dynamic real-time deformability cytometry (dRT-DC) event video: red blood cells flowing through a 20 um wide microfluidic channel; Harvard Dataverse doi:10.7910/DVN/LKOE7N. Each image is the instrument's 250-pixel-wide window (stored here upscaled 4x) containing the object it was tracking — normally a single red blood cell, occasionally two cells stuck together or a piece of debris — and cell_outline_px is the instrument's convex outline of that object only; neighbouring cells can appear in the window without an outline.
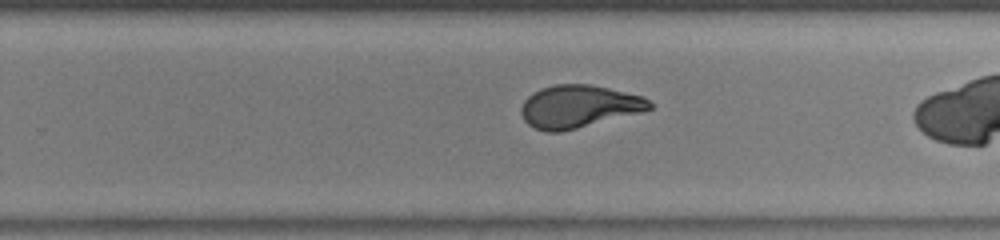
{"species": "human", "species_latin": "Homo sapiens", "temperature_condition": "warm", "stored_images_in_passage": 35, "camera_frame_rate_fps": 3000, "um_per_image_px": 0.085, "donor": {"sex": "male"}, "frame": {"image": 1, "passage_image": 28, "time_ms": 9.0, "image_size_px": [1000, 240], "cell_outline_px": [[652, 108], [640, 112], [560, 132], [548, 132], [536, 128], [528, 124], [524, 120], [520, 112], [520, 108], [524, 100], [532, 92], [540, 88], [556, 84], [592, 84], [644, 96], [652, 104]], "centroid_in_image_um": [49.16, 9.03], "position_along_channel_um": 280.6, "area_um2": 31.79}}
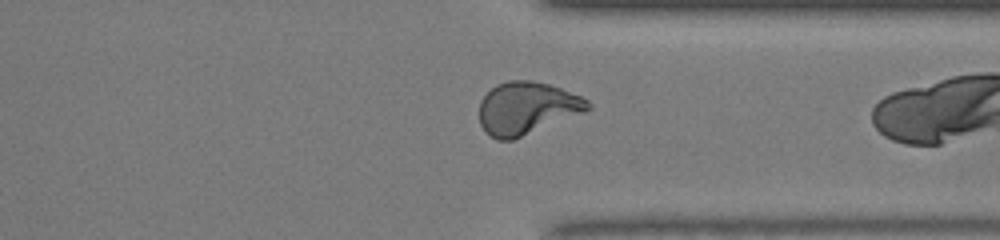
{"frame": {"image": 2, "passage_image": 34, "time_ms": 11.0, "image_size_px": [1000, 240], "cell_outline_px": [[592, 108], [584, 112], [512, 140], [496, 140], [484, 132], [480, 124], [480, 100], [496, 84], [508, 80], [532, 80], [548, 84], [560, 88], [580, 96], [588, 100], [592, 104]], "centroid_in_image_um": [44.76, 9.19], "position_along_channel_um": 366.6, "area_um2": 33.12}}